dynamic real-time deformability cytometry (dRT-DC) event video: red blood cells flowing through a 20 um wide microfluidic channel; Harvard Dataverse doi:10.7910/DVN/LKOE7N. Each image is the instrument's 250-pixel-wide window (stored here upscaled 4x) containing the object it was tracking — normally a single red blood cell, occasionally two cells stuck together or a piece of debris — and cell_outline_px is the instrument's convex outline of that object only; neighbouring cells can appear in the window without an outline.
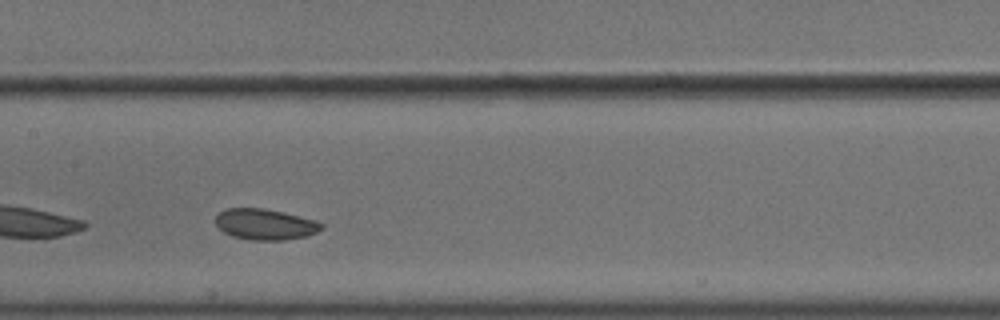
{"species": "common noctule bat (a hibernating species)", "species_latin": "Nyctalus noctula", "temperature_condition": "cold", "stored_images_in_passage": 35, "camera_frame_rate_fps": 3000, "um_per_image_px": 0.085, "animal": {"sex": "male", "body_mass_g": 18.8}, "frame": {"image": 1, "passage_image": 16, "time_ms": 5.0, "image_size_px": [1000, 320], "cell_outline_px": [[324, 224], [316, 232], [304, 236], [280, 240], [248, 240], [232, 236], [224, 232], [216, 224], [216, 216], [224, 208], [264, 208], [284, 212], [316, 220]], "centroid_in_image_um": [22.51, 19.05], "position_along_channel_um": 184.9, "area_um2": 18.96}}
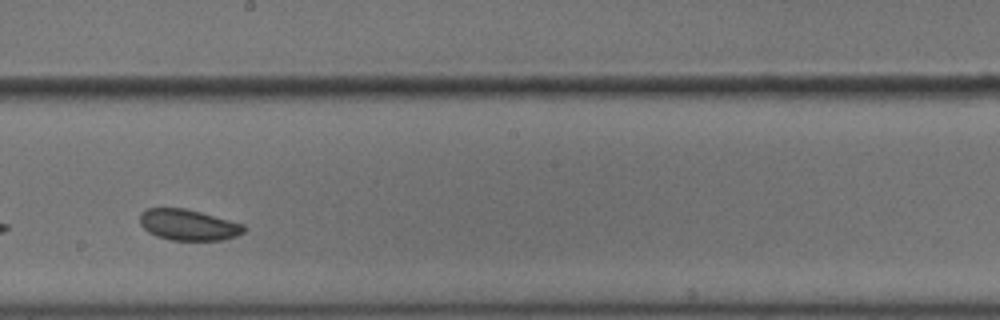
{"frame": {"image": 2, "passage_image": 20, "time_ms": 6.333, "image_size_px": [1000, 320], "cell_outline_px": [[244, 232], [236, 236], [224, 240], [168, 240], [156, 236], [148, 232], [140, 224], [140, 212], [148, 208], [184, 208], [200, 212], [244, 224]], "centroid_in_image_um": [15.98, 19.12], "position_along_channel_um": 232.2, "area_um2": 18.79}}
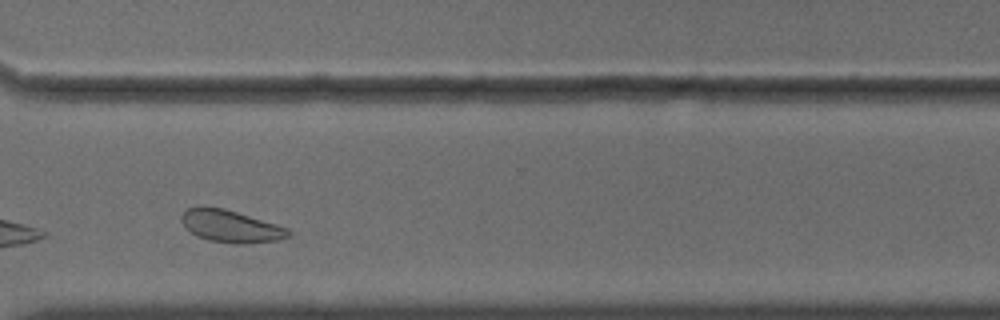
{"frame": {"image": 3, "passage_image": 30, "time_ms": 9.667, "image_size_px": [1000, 320], "cell_outline_px": [[292, 232], [288, 236], [280, 240], [244, 244], [236, 244], [208, 240], [196, 236], [184, 228], [180, 220], [180, 216], [188, 208], [224, 208], [276, 224], [288, 228]], "centroid_in_image_um": [19.61, 19.26], "position_along_channel_um": 351.0, "area_um2": 20.0}, "authors_computed_cell_mechanics": {"area_um2": 19.2474, "velocity_mm_per_s": 3.5612, "shape_relaxation_time_tau1_ms": null, "shape_relaxation_time_tau2_ms": 4.7603, "deformation_change_tau1": null, "deformation_change_tau2": 0.0781}}